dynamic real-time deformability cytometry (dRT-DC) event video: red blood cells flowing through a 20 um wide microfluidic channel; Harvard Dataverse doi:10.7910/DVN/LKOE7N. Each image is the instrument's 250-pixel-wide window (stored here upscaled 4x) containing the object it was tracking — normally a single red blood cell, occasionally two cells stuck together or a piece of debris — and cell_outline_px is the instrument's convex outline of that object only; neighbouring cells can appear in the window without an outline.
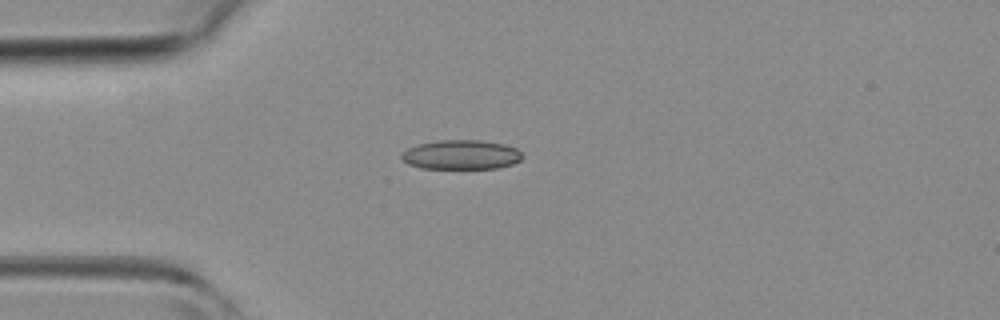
{"species": "common noctule bat (a hibernating species)", "species_latin": "Nyctalus noctula", "temperature_condition": "room temperature", "stored_images_in_passage": 1, "camera_frame_rate_fps": 3000, "um_per_image_px": 0.085, "animal": {"sex": "female", "body_mass_g": 19.3, "forearm_length_mm": 54.1}, "frame": {"image": 1, "passage_image": 1, "time_ms": 0.0, "image_size_px": [1000, 320], "cell_outline_px": [[524, 156], [520, 160], [512, 164], [496, 168], [420, 168], [408, 164], [400, 156], [400, 152], [416, 144], [436, 140], [480, 140], [504, 144], [516, 148]], "centroid_in_image_um": [39.16, 13.14], "position_along_channel_um": 45.8, "area_um2": 20.81}}